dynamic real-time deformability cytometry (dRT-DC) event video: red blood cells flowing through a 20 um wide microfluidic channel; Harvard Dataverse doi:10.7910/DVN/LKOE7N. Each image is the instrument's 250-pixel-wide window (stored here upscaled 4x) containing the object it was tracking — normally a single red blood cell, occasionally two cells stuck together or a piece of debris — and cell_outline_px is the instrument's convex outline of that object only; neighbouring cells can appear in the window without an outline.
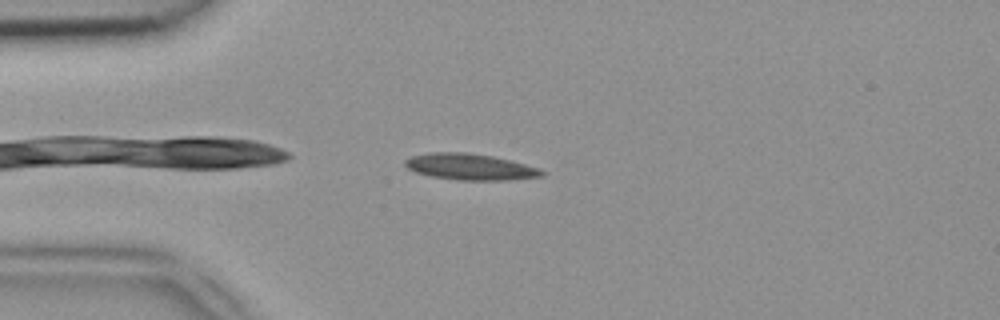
{"species": "common noctule bat (a hibernating species)", "species_latin": "Nyctalus noctula", "temperature_condition": "room temperature", "stored_images_in_passage": 34, "camera_frame_rate_fps": 3000, "um_per_image_px": 0.085, "animal": {"sex": "female", "body_mass_g": 18.4}, "frame": {"image": 1, "passage_image": 3, "time_ms": 0.667, "image_size_px": [1000, 320], "cell_outline_px": [[548, 172], [544, 176], [508, 180], [460, 180], [432, 176], [416, 172], [408, 168], [404, 164], [404, 160], [412, 156], [428, 152], [468, 152], [492, 156], [540, 168]], "centroid_in_image_um": [39.99, 14.18], "position_along_channel_um": 45.0, "area_um2": 20.92}}
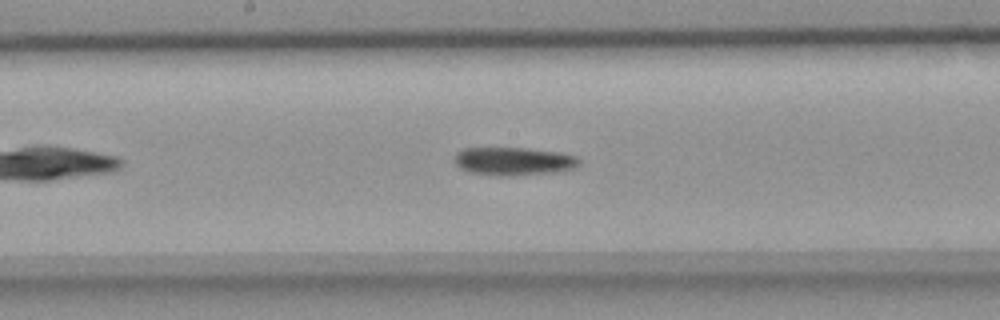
{"frame": {"image": 2, "passage_image": 16, "time_ms": 5.0, "image_size_px": [1000, 320], "cell_outline_px": [[580, 160], [576, 168], [564, 172], [512, 176], [496, 176], [468, 172], [460, 168], [452, 160], [456, 152], [464, 148], [528, 148], [560, 152], [576, 156]], "centroid_in_image_um": [43.67, 13.72], "position_along_channel_um": 204.5, "area_um2": 21.04}}
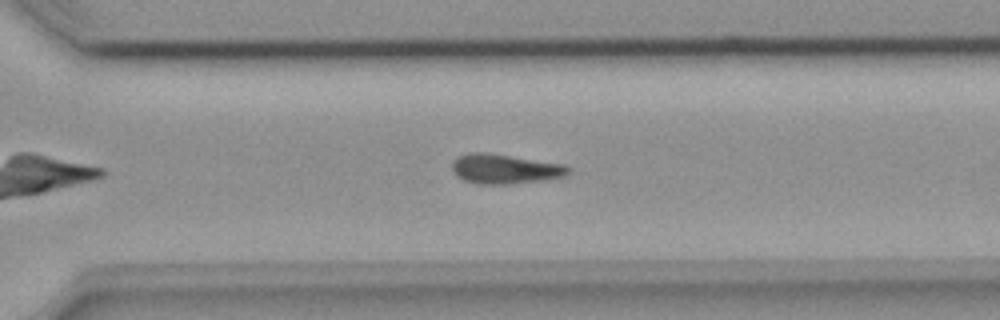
{"frame": {"image": 3, "passage_image": 25, "time_ms": 8.0, "image_size_px": [1000, 320], "cell_outline_px": [[572, 172], [568, 176], [548, 180], [508, 184], [480, 184], [464, 180], [456, 176], [452, 168], [452, 160], [456, 156], [468, 152], [488, 152], [568, 164], [572, 168]], "centroid_in_image_um": [43.0, 14.34], "position_along_channel_um": 327.6, "area_um2": 20.87}}